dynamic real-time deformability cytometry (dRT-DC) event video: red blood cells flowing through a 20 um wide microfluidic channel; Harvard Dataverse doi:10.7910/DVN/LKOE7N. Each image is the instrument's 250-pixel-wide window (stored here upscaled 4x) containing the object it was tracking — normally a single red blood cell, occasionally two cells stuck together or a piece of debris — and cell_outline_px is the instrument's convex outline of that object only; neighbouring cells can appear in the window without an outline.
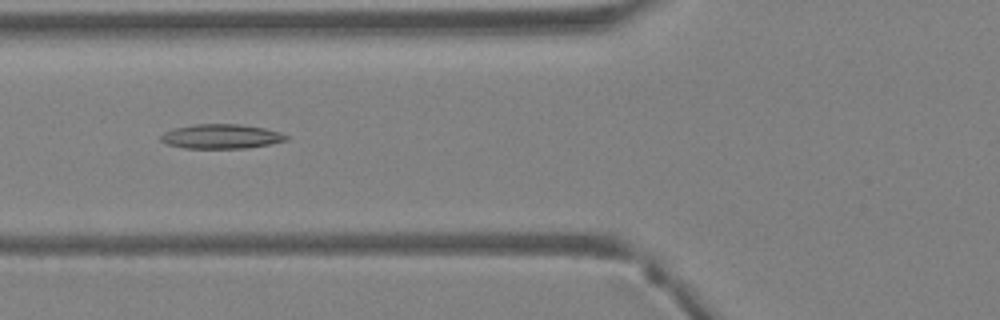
{"species": "Egyptian fruit bat (a non-hibernating species)", "species_latin": "Rousettus aegyptiacus", "temperature_condition": "warm", "stored_images_in_passage": 40, "camera_frame_rate_fps": 3000, "um_per_image_px": 0.085, "animal": {"sex": "female"}, "frame": {"image": 1, "passage_image": 16, "time_ms": 5.0, "image_size_px": [1000, 320], "cell_outline_px": [[288, 140], [248, 148], [184, 148], [168, 144], [160, 140], [160, 136], [164, 132], [176, 128], [196, 124], [240, 124], [264, 128], [280, 132], [288, 136]], "centroid_in_image_um": [18.81, 11.59], "position_along_channel_um": 107.0, "area_um2": 17.74}}
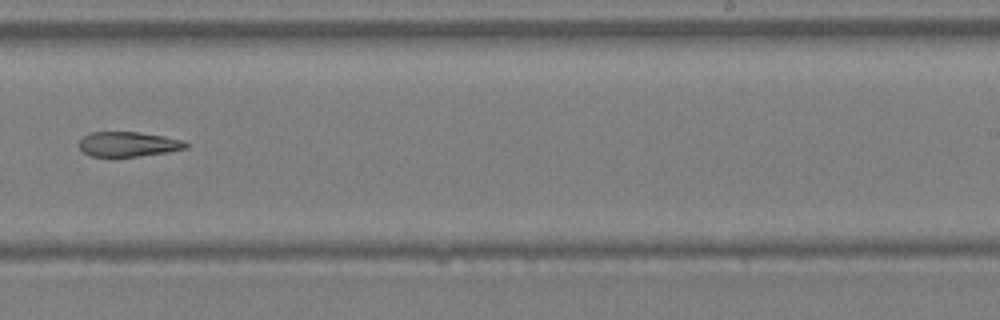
{"frame": {"image": 2, "passage_image": 26, "time_ms": 8.333, "image_size_px": [1000, 320], "cell_outline_px": [[188, 148], [168, 152], [136, 156], [88, 156], [80, 148], [80, 140], [88, 132], [136, 132], [164, 136], [184, 140], [188, 144]], "centroid_in_image_um": [10.92, 12.25], "position_along_channel_um": 278.1, "area_um2": 15.37}}
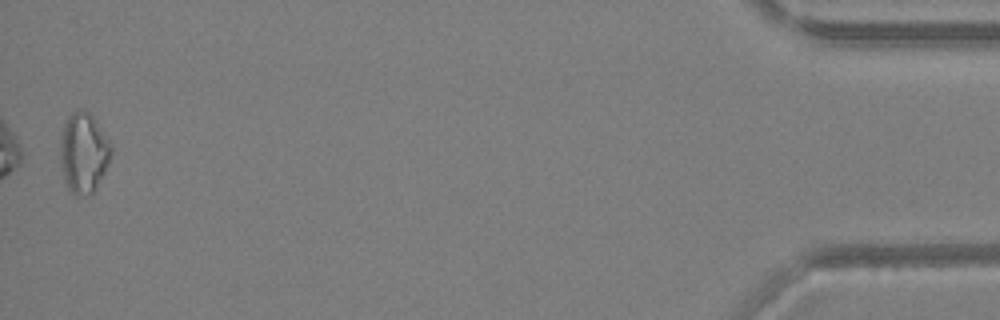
{"frame": {"image": 3, "passage_image": 40, "time_ms": 13.0, "image_size_px": [1000, 320], "cell_outline_px": [[112, 152], [104, 172], [92, 196], [76, 196], [68, 188], [64, 180], [60, 164], [60, 136], [64, 124], [68, 116], [76, 108], [84, 108], [96, 120], [112, 144]], "centroid_in_image_um": [7.09, 12.98], "position_along_channel_um": 428.1, "area_um2": 24.28}}